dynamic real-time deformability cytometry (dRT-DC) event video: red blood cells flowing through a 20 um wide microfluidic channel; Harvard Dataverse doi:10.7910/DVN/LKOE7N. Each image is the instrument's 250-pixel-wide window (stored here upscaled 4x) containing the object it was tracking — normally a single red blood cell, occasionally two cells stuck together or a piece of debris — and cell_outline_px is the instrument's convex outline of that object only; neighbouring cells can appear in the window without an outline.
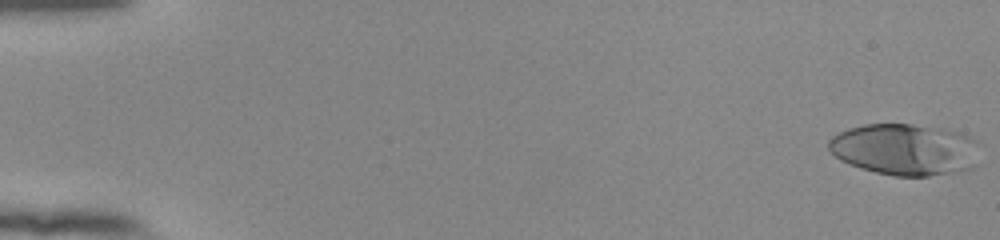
{"species": "human", "species_latin": "Homo sapiens", "temperature_condition": "room temperature", "stored_images_in_passage": 54, "camera_frame_rate_fps": 3000, "um_per_image_px": 0.085, "donor": {"sex": "female"}, "frame": {"image": 1, "passage_image": 1, "time_ms": 0.0, "image_size_px": [1000, 240], "cell_outline_px": [[980, 144], [976, 164], [972, 168], [956, 172], [928, 176], [892, 176], [860, 168], [840, 160], [828, 148], [828, 140], [832, 136], [848, 128], [864, 124], [912, 124], [940, 128], [956, 132], [968, 136], [976, 140]], "centroid_in_image_um": [76.93, 12.71], "position_along_channel_um": 8.1, "area_um2": 45.66}}
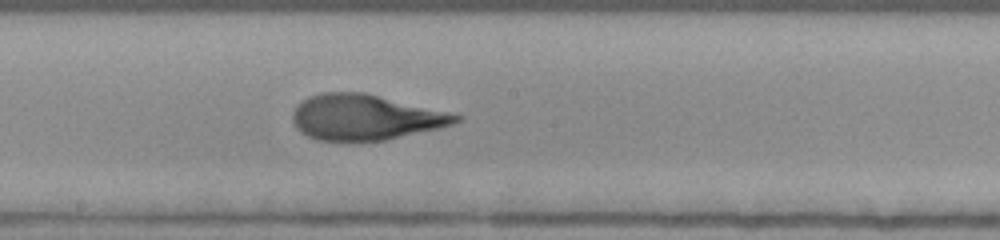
{"frame": {"image": 2, "passage_image": 31, "time_ms": 10.0, "image_size_px": [1000, 240], "cell_outline_px": [[464, 116], [460, 120], [452, 124], [440, 128], [384, 140], [348, 144], [316, 140], [300, 132], [296, 128], [292, 120], [292, 112], [296, 104], [308, 96], [324, 92], [364, 92]], "centroid_in_image_um": [30.96, 10.0], "position_along_channel_um": 217.2, "area_um2": 44.04}}
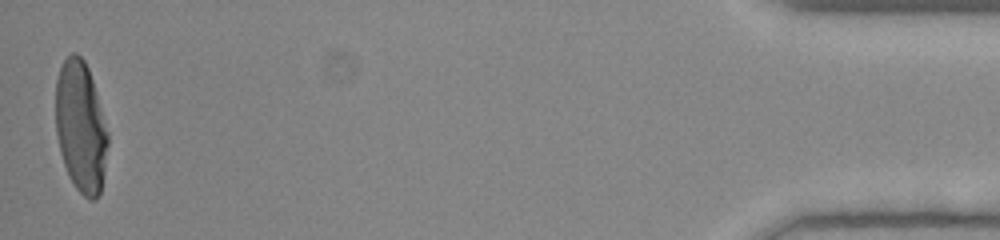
{"frame": {"image": 3, "passage_image": 54, "time_ms": 17.667, "image_size_px": [1000, 240], "cell_outline_px": [[108, 144], [100, 192], [96, 200], [88, 200], [76, 188], [68, 176], [60, 152], [56, 132], [56, 80], [60, 68], [64, 60], [72, 52], [76, 52], [84, 60], [88, 68], [96, 92], [108, 132]], "centroid_in_image_um": [6.85, 10.78], "position_along_channel_um": 428.3, "area_um2": 39.71}, "authors_computed_cell_mechanics": {"area_um2": 43.0899, "velocity_mm_per_s": 3.8604, "shape_relaxation_time_tau1_ms": 5.5183, "shape_relaxation_time_tau2_ms": 1.1964, "deformation_change_tau1": 0.2608, "deformation_change_tau2": 0.0851}}